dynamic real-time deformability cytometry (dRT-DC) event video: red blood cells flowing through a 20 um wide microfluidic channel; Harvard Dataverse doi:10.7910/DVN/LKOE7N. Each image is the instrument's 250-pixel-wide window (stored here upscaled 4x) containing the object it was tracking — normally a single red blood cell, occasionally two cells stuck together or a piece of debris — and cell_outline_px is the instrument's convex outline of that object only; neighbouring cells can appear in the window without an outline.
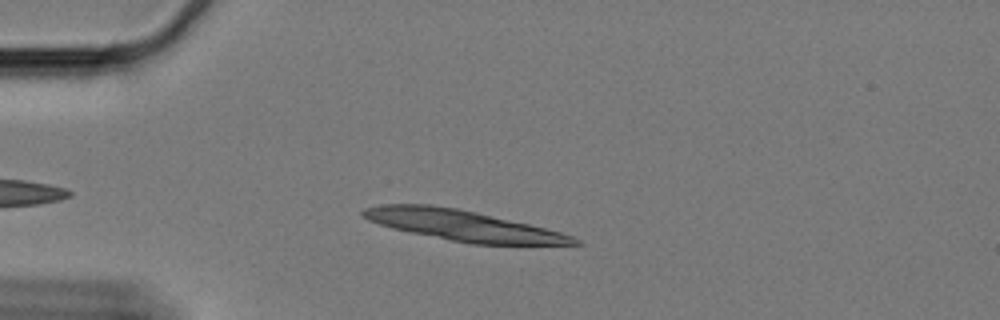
{"species": "Egyptian fruit bat (a non-hibernating species)", "species_latin": "Rousettus aegyptiacus", "temperature_condition": "cold", "stored_images_in_passage": 53, "segment_of_instrument_passage": [1, 2], "camera_frame_rate_fps": 3000, "um_per_image_px": 0.085, "animal": {"sex": "female"}, "frame": {"image": 1, "passage_image": 8, "time_ms": 2.333, "image_size_px": [1000, 320], "cell_outline_px": [[584, 244], [472, 244], [392, 228], [368, 220], [360, 212], [364, 208], [380, 204], [432, 204], [460, 208], [528, 224], [560, 232], [572, 236], [580, 240]], "centroid_in_image_um": [39.31, 19.14], "position_along_channel_um": 45.7, "area_um2": 37.11}}